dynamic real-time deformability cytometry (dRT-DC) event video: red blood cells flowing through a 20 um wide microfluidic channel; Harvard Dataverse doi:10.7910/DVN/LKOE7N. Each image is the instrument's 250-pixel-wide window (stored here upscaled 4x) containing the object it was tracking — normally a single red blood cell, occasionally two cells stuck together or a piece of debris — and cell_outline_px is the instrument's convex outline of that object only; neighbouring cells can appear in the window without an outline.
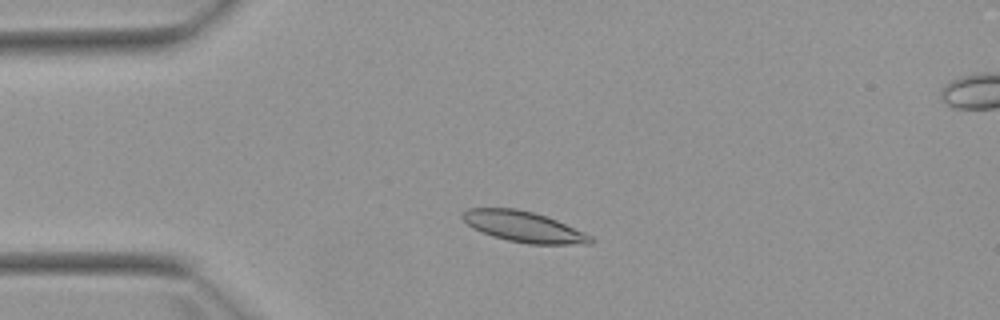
{"species": "Egyptian fruit bat (a non-hibernating species)", "species_latin": "Rousettus aegyptiacus", "temperature_condition": "warm", "stored_images_in_passage": 3, "camera_frame_rate_fps": 3000, "um_per_image_px": 0.085, "animal": {"sex": "female"}, "frame": {"image": 1, "passage_image": 2, "time_ms": 1.333, "image_size_px": [1000, 320], "cell_outline_px": [[596, 240], [592, 244], [528, 244], [508, 240], [492, 236], [472, 228], [460, 216], [460, 212], [468, 208], [516, 208], [532, 212], [556, 220], [584, 232], [592, 236]], "centroid_in_image_um": [44.5, 19.27], "position_along_channel_um": 40.5, "area_um2": 22.95}}